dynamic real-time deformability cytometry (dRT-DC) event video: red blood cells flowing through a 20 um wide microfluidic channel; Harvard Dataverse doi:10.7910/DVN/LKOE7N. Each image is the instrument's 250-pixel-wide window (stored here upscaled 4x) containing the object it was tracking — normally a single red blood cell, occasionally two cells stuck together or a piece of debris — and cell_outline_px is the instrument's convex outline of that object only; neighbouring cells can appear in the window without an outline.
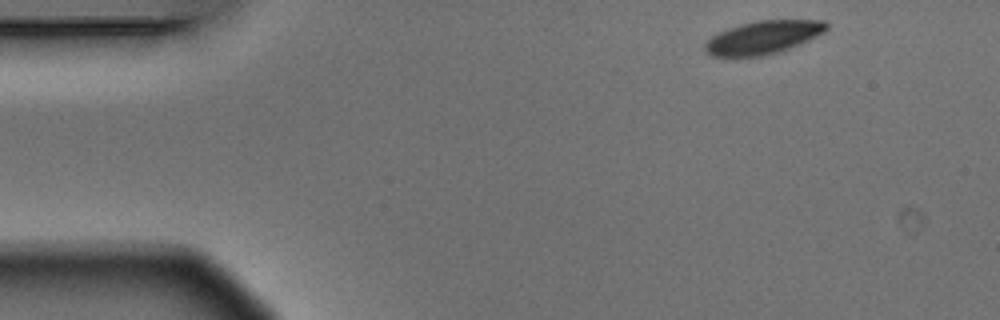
{"species": "Egyptian fruit bat (a non-hibernating species)", "species_latin": "Rousettus aegyptiacus", "temperature_condition": "warm", "stored_images_in_passage": 5, "camera_frame_rate_fps": 3000, "um_per_image_px": 0.085, "animal": {"sex": "male"}, "frame": {"image": 1, "passage_image": 1, "time_ms": 0.0, "image_size_px": [1000, 320], "cell_outline_px": [[828, 28], [824, 32], [808, 40], [780, 52], [760, 56], [712, 56], [704, 52], [704, 44], [712, 36], [728, 28], [740, 24], [756, 20], [824, 20], [828, 24]], "centroid_in_image_um": [64.86, 3.17], "position_along_channel_um": 20.1, "area_um2": 23.41}}
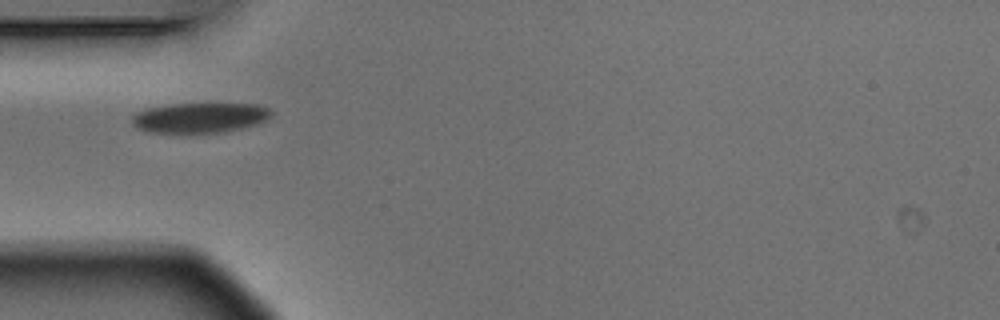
{"frame": {"image": 2, "passage_image": 4, "time_ms": 1.0, "image_size_px": [1000, 320], "cell_outline_px": [[272, 116], [256, 124], [224, 132], [192, 136], [184, 136], [148, 132], [136, 128], [132, 124], [132, 116], [136, 112], [144, 108], [172, 104], [256, 104], [268, 108], [272, 112]], "centroid_in_image_um": [16.89, 10.06], "position_along_channel_um": 68.1, "area_um2": 25.49}}
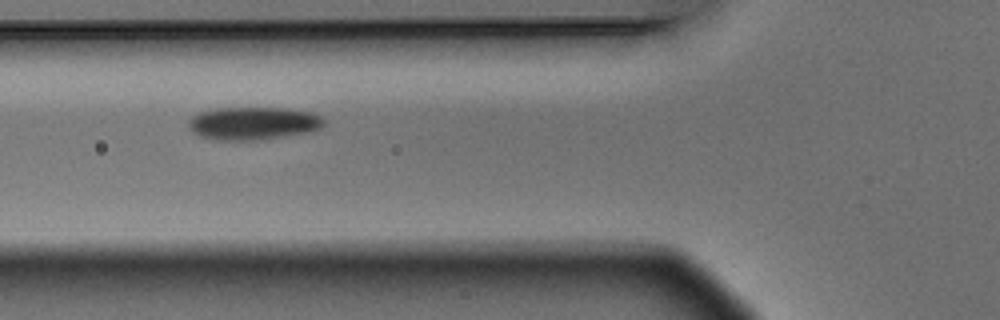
{"frame": {"image": 3, "passage_image": 5, "time_ms": 1.333, "image_size_px": [1000, 320], "cell_outline_px": [[324, 124], [320, 128], [312, 132], [256, 140], [216, 140], [200, 136], [192, 132], [188, 128], [188, 120], [192, 116], [200, 112], [216, 108], [288, 108], [312, 112], [320, 116], [324, 120]], "centroid_in_image_um": [21.52, 10.48], "position_along_channel_um": 104.3, "area_um2": 26.13}}